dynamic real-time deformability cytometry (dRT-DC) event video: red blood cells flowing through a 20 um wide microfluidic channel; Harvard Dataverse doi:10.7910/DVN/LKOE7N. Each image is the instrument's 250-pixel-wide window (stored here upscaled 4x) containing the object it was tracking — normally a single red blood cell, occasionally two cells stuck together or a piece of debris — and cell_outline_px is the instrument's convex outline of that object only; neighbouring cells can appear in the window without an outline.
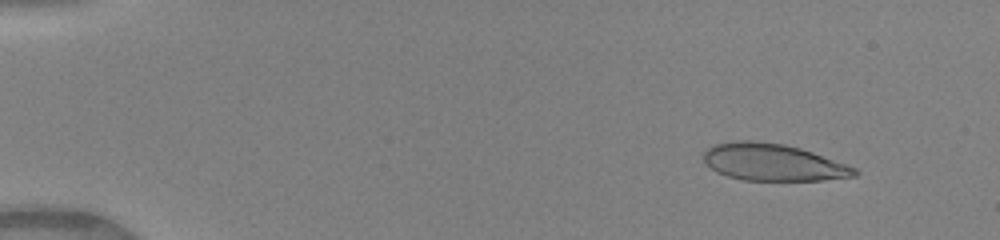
{"species": "human", "species_latin": "Homo sapiens", "temperature_condition": "warm", "stored_images_in_passage": 49, "camera_frame_rate_fps": 3000, "um_per_image_px": 0.085, "donor": {"sex": "female"}, "frame": {"image": 1, "passage_image": 5, "time_ms": 1.333, "image_size_px": [1000, 240], "cell_outline_px": [[860, 172], [856, 176], [824, 180], [744, 180], [728, 176], [716, 172], [704, 164], [704, 152], [712, 144], [736, 140], [752, 140], [784, 144], [800, 148], [812, 152], [856, 168]], "centroid_in_image_um": [65.67, 13.79], "position_along_channel_um": 19.3, "area_um2": 32.6}}
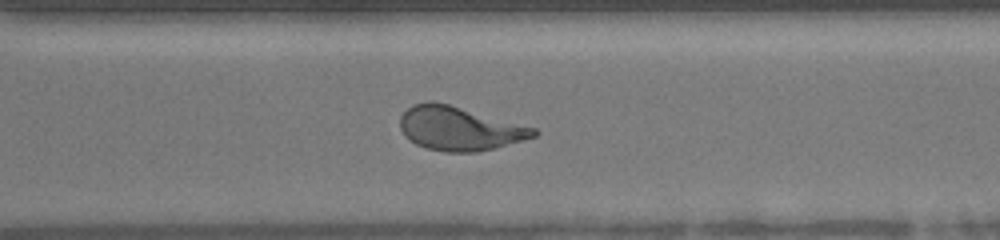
{"frame": {"image": 2, "passage_image": 36, "time_ms": 11.667, "image_size_px": [1000, 240], "cell_outline_px": [[540, 132], [536, 136], [524, 140], [496, 148], [476, 152], [444, 152], [428, 148], [416, 144], [404, 136], [400, 128], [400, 116], [412, 104], [428, 100], [432, 100], [448, 104], [536, 128]], "centroid_in_image_um": [39.04, 10.92], "position_along_channel_um": 331.6, "area_um2": 34.22}}
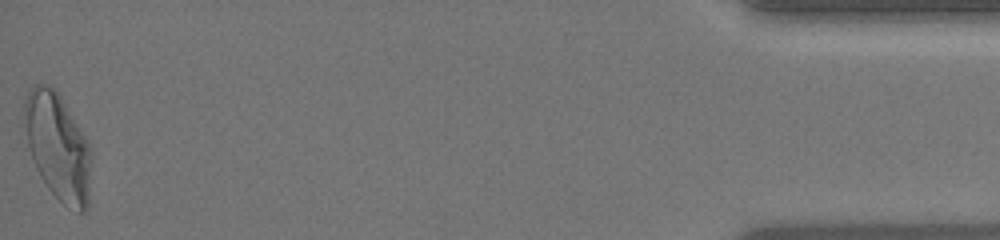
{"frame": {"image": 3, "passage_image": 49, "time_ms": 16.0, "image_size_px": [1000, 240], "cell_outline_px": [[88, 208], [84, 212], [80, 212], [64, 204], [48, 188], [40, 176], [36, 168], [28, 144], [24, 112], [24, 100], [28, 92], [36, 84], [48, 84], [60, 96], [84, 136], [88, 144]], "centroid_in_image_um": [4.87, 12.46], "position_along_channel_um": 430.3, "area_um2": 40.0}, "authors_computed_cell_mechanics": {"area_um2": 34.3332, "velocity_mm_per_s": 4.1543, "shape_relaxation_time_tau1_ms": 6.1346, "shape_relaxation_time_tau2_ms": 0.7433, "deformation_change_tau1": 0.2566, "deformation_change_tau2": 0.0805}}